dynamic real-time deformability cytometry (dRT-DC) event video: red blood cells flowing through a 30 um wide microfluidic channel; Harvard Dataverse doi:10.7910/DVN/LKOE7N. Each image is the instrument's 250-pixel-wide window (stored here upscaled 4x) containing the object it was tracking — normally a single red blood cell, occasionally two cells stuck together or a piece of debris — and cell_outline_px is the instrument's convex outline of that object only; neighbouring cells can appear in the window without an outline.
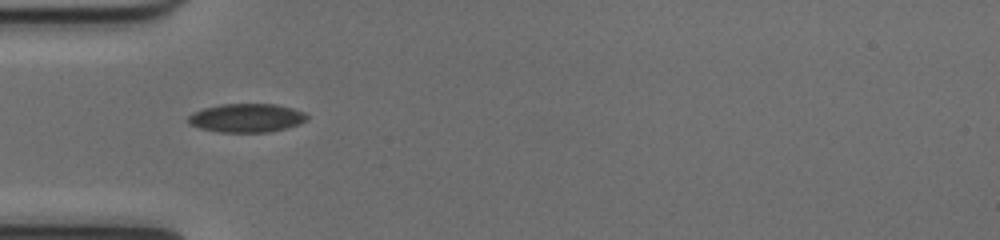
{"species": "common noctule bat (a hibernating species)", "species_latin": "Nyctalus noctula", "temperature_condition": "cold", "stored_images_in_passage": 36, "camera_frame_rate_fps": 3000, "um_per_image_px": 0.085, "animal": {"sex": "female", "body_mass_g": 17.0, "forearm_length_mm": 48.0}, "frame": {"image": 1, "passage_image": 1, "time_ms": 0.0, "image_size_px": [1000, 240], "cell_outline_px": [[308, 120], [300, 124], [288, 128], [268, 132], [220, 132], [200, 128], [188, 124], [188, 116], [192, 112], [204, 108], [220, 104], [276, 104], [292, 108], [304, 112], [308, 116]], "centroid_in_image_um": [20.97, 10.02], "position_along_channel_um": 64.0, "area_um2": 20.0}}
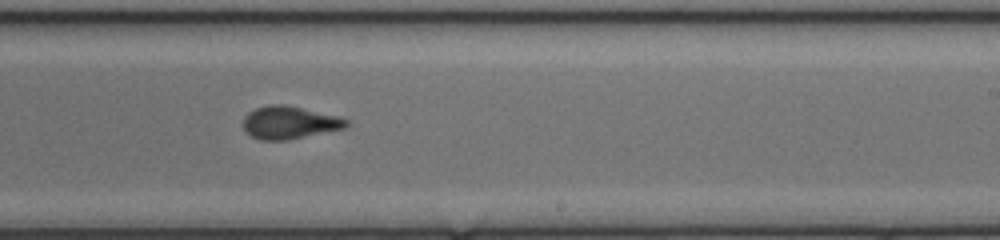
{"frame": {"image": 2, "passage_image": 16, "time_ms": 5.0, "image_size_px": [1000, 240], "cell_outline_px": [[348, 124], [344, 128], [288, 140], [260, 140], [252, 136], [244, 128], [244, 116], [248, 112], [256, 108], [272, 104], [280, 104], [300, 108], [336, 116], [348, 120]], "centroid_in_image_um": [24.57, 10.43], "position_along_channel_um": 264.4, "area_um2": 19.19}}
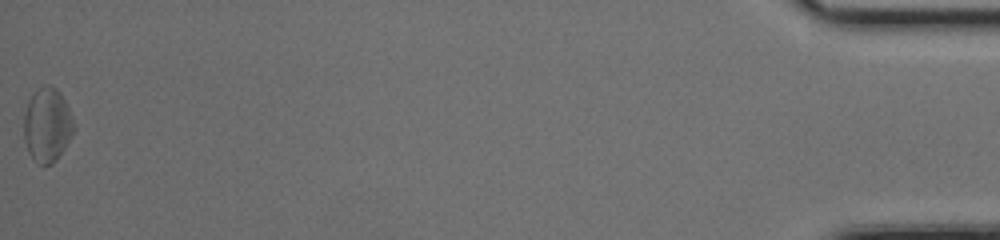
{"frame": {"image": 3, "passage_image": 36, "time_ms": 11.667, "image_size_px": [1000, 240], "cell_outline_px": [[76, 128], [64, 148], [56, 160], [52, 164], [36, 164], [32, 160], [28, 152], [24, 140], [24, 112], [28, 100], [36, 88], [44, 84], [48, 84], [56, 88], [60, 92], [68, 108]], "centroid_in_image_um": [3.99, 10.61], "position_along_channel_um": 431.2, "area_um2": 21.85}, "authors_computed_cell_mechanics": {"area_um2": 19.8254, "velocity_mm_per_s": 4.0214, "shape_relaxation_time_tau1_ms": 5.4321, "shape_relaxation_time_tau2_ms": 1.6265, "deformation_change_tau1": 0.129, "deformation_change_tau2": 0.077}}